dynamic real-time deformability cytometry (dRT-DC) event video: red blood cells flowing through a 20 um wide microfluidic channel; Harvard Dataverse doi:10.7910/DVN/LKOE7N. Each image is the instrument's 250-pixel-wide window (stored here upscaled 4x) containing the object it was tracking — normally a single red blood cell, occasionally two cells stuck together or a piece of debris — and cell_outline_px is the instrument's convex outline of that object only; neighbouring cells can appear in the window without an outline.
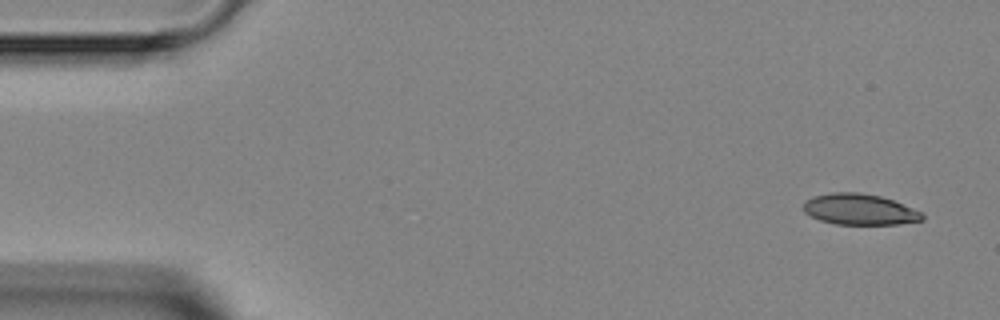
{"species": "Egyptian fruit bat (a non-hibernating species)", "species_latin": "Rousettus aegyptiacus", "temperature_condition": "room temperature", "stored_images_in_passage": 4, "camera_frame_rate_fps": 3000, "um_per_image_px": 0.085, "animal": {"sex": "female"}, "frame": {"image": 1, "passage_image": 1, "time_ms": 0.0, "image_size_px": [1000, 320], "cell_outline_px": [[924, 220], [900, 224], [836, 224], [820, 220], [804, 212], [804, 204], [808, 200], [816, 196], [832, 192], [860, 192], [880, 196], [892, 200], [924, 212]], "centroid_in_image_um": [73.12, 17.8], "position_along_channel_um": 11.9, "area_um2": 21.33}}
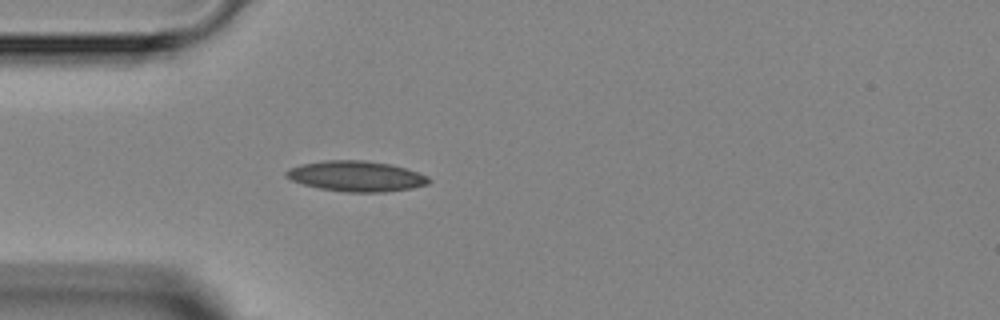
{"frame": {"image": 2, "passage_image": 4, "time_ms": 3.667, "image_size_px": [1000, 320], "cell_outline_px": [[432, 180], [428, 184], [412, 188], [384, 192], [348, 192], [320, 188], [304, 184], [292, 180], [284, 176], [284, 172], [288, 168], [300, 164], [324, 160], [364, 160], [392, 164], [428, 176]], "centroid_in_image_um": [30.26, 14.97], "position_along_channel_um": 54.7, "area_um2": 25.37}}